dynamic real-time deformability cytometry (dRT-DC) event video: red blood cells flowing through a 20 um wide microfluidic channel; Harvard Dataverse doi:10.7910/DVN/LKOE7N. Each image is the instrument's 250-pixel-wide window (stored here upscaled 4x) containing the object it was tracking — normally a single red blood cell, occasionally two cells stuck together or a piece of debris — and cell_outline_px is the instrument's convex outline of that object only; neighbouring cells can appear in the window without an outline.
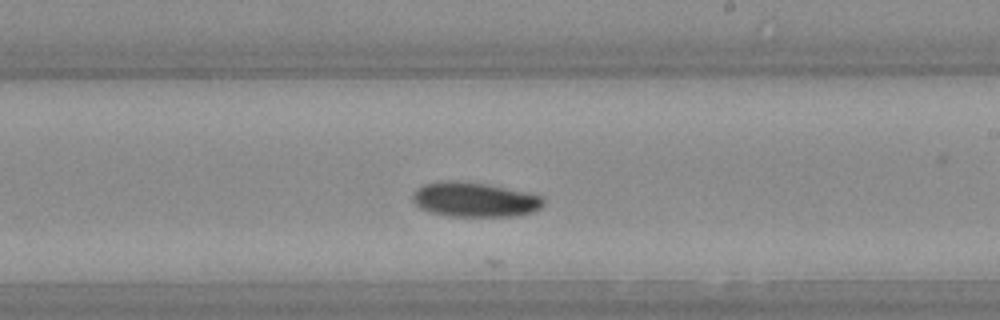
{"species": "Egyptian fruit bat (a non-hibernating species)", "species_latin": "Rousettus aegyptiacus", "temperature_condition": "warm", "stored_images_in_passage": 22, "camera_frame_rate_fps": 3000, "um_per_image_px": 0.085, "animal": {"sex": "female"}, "frame": {"image": 1, "passage_image": 18, "time_ms": 5.667, "image_size_px": [1000, 320], "cell_outline_px": [[544, 204], [540, 208], [532, 212], [520, 216], [448, 216], [428, 212], [420, 208], [412, 200], [412, 192], [416, 188], [424, 184], [484, 184], [504, 188], [540, 196], [544, 200]], "centroid_in_image_um": [40.35, 17.03], "position_along_channel_um": 248.7, "area_um2": 25.32}}